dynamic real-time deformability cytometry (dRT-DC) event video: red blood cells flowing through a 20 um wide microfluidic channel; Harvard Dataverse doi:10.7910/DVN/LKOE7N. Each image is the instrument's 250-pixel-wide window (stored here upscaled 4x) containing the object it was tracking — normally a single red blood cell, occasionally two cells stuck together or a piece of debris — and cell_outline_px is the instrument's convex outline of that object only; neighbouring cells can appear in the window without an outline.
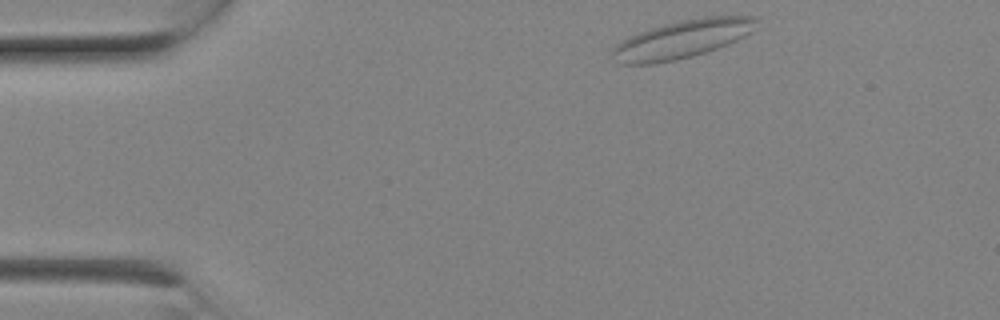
{"species": "Egyptian fruit bat (a non-hibernating species)", "species_latin": "Rousettus aegyptiacus", "temperature_condition": "room temperature", "stored_images_in_passage": 5, "camera_frame_rate_fps": 3000, "um_per_image_px": 0.085, "animal": {"sex": "female"}, "frame": {"image": 1, "passage_image": 1, "time_ms": 0.0, "image_size_px": [1000, 320], "cell_outline_px": [[756, 28], [744, 36], [728, 44], [692, 56], [676, 60], [652, 64], [620, 64], [612, 52], [612, 48], [616, 44], [640, 32], [664, 24], [680, 20], [704, 16], [756, 16]], "centroid_in_image_um": [58.01, 3.32], "position_along_channel_um": 27.0, "area_um2": 31.56}}